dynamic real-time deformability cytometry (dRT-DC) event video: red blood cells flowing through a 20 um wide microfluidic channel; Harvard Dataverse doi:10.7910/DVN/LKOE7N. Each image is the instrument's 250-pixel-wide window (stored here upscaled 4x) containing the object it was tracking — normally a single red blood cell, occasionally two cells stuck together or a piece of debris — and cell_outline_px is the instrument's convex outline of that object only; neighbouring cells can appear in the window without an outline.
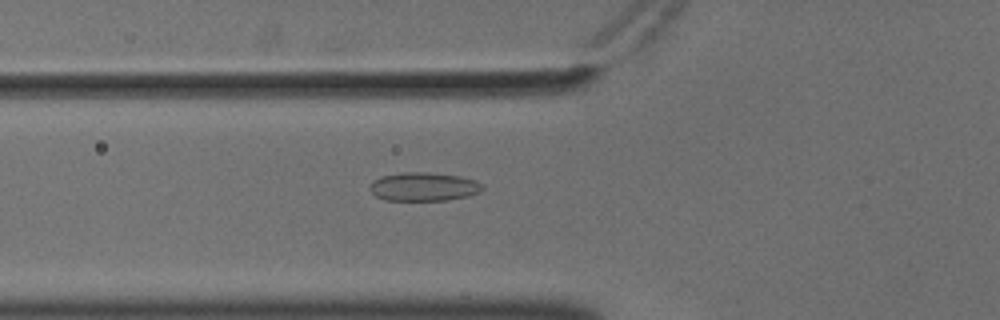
{"species": "common noctule bat (a hibernating species)", "species_latin": "Nyctalus noctula", "temperature_condition": "cold", "stored_images_in_passage": 52, "camera_frame_rate_fps": 3000, "um_per_image_px": 0.085, "animal": {"sex": "male", "body_mass_g": 18.8}, "frame": {"image": 1, "passage_image": 21, "time_ms": 6.667, "image_size_px": [1000, 320], "cell_outline_px": [[484, 188], [480, 192], [468, 196], [448, 200], [384, 200], [376, 196], [368, 188], [380, 176], [400, 172], [428, 172], [460, 176], [476, 180], [484, 184]], "centroid_in_image_um": [36.05, 15.86], "position_along_channel_um": 89.7, "area_um2": 18.9}}
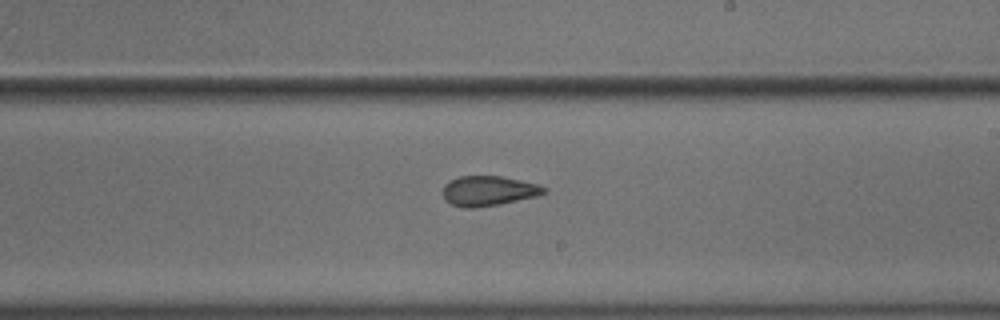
{"frame": {"image": 2, "passage_image": 34, "time_ms": 11.0, "image_size_px": [1000, 320], "cell_outline_px": [[548, 192], [536, 196], [500, 204], [472, 208], [464, 208], [452, 204], [444, 200], [444, 184], [460, 176], [500, 176], [520, 180], [536, 184], [548, 188]], "centroid_in_image_um": [41.53, 16.23], "position_along_channel_um": 247.5, "area_um2": 17.51}}
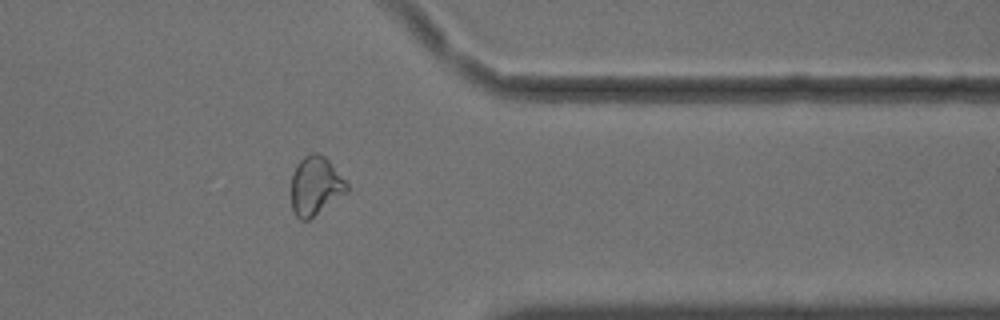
{"frame": {"image": 3, "passage_image": 46, "time_ms": 15.0, "image_size_px": [1000, 320], "cell_outline_px": [[348, 192], [308, 220], [300, 220], [296, 216], [292, 208], [292, 172], [296, 164], [304, 156], [312, 152], [316, 152], [324, 156], [332, 164], [348, 184]], "centroid_in_image_um": [26.81, 15.79], "position_along_channel_um": 384.6, "area_um2": 19.02}, "authors_computed_cell_mechanics": {"area_um2": 19.3052, "velocity_mm_per_s": 3.6198, "shape_relaxation_time_tau1_ms": null, "shape_relaxation_time_tau2_ms": 1.8495, "deformation_change_tau1": null, "deformation_change_tau2": 0.0817}}